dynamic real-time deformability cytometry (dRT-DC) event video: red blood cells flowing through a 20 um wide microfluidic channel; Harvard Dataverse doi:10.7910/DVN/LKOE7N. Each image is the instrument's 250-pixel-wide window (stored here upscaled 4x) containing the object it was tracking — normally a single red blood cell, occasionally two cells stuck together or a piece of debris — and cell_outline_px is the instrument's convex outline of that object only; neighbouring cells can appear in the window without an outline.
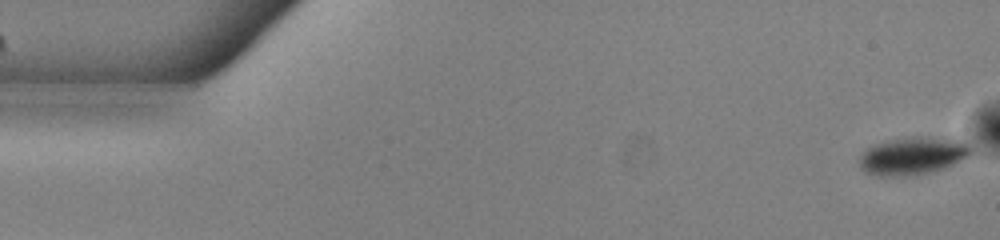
{"species": "common noctule bat (a hibernating species)", "species_latin": "Nyctalus noctula", "temperature_condition": "warm", "stored_images_in_passage": 53, "camera_frame_rate_fps": 3000, "um_per_image_px": 0.085, "animal": {"sex": "male", "body_mass_g": 13.0, "forearm_length_mm": 53.1}, "frame": {"image": 1, "passage_image": 1, "time_ms": 0.0, "image_size_px": [1000, 240], "cell_outline_px": [[972, 152], [968, 156], [952, 164], [928, 172], [908, 176], [876, 176], [860, 168], [860, 156], [868, 148], [876, 144], [888, 140], [912, 136], [924, 136], [964, 140], [972, 148]], "centroid_in_image_um": [77.59, 13.23], "position_along_channel_um": 7.4, "area_um2": 24.33}}
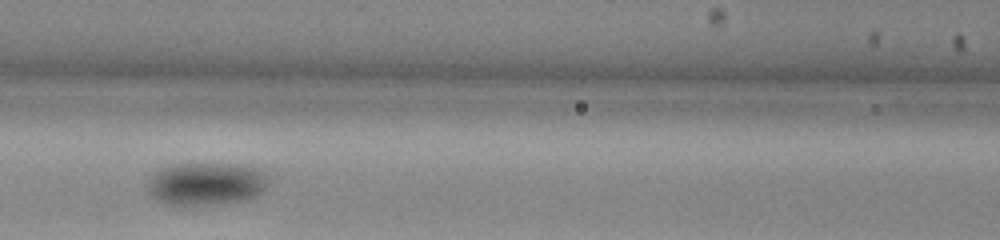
{"frame": {"image": 2, "passage_image": 23, "time_ms": 7.333, "image_size_px": [1000, 240], "cell_outline_px": [[264, 188], [256, 196], [240, 200], [200, 204], [164, 204], [156, 200], [148, 192], [148, 180], [160, 168], [172, 164], [236, 164], [256, 168], [264, 172]], "centroid_in_image_um": [17.43, 15.6], "position_along_channel_um": 149.2, "area_um2": 29.3}}
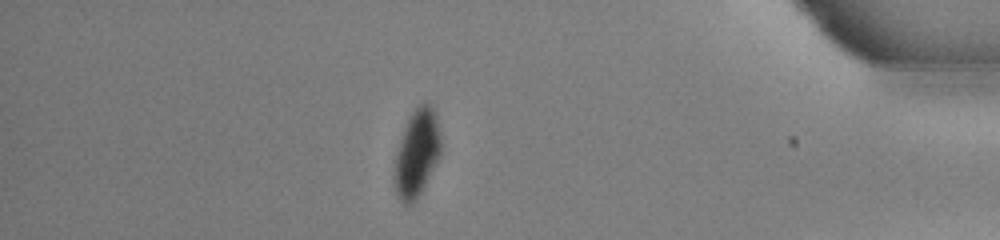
{"frame": {"image": 3, "passage_image": 46, "time_ms": 15.0, "image_size_px": [1000, 240], "cell_outline_px": [[440, 156], [424, 188], [416, 200], [408, 204], [404, 204], [400, 200], [396, 192], [392, 176], [396, 156], [404, 124], [408, 116], [424, 100], [428, 100], [432, 104], [436, 112], [440, 132]], "centroid_in_image_um": [35.43, 12.97], "position_along_channel_um": 399.8, "area_um2": 24.16}, "authors_computed_cell_mechanics": {"area_um2": 27.1082, "velocity_mm_per_s": 3.8306, "shape_relaxation_time_tau1_ms": 5.544, "shape_relaxation_time_tau2_ms": null, "deformation_change_tau1": 0.101, "deformation_change_tau2": null}}